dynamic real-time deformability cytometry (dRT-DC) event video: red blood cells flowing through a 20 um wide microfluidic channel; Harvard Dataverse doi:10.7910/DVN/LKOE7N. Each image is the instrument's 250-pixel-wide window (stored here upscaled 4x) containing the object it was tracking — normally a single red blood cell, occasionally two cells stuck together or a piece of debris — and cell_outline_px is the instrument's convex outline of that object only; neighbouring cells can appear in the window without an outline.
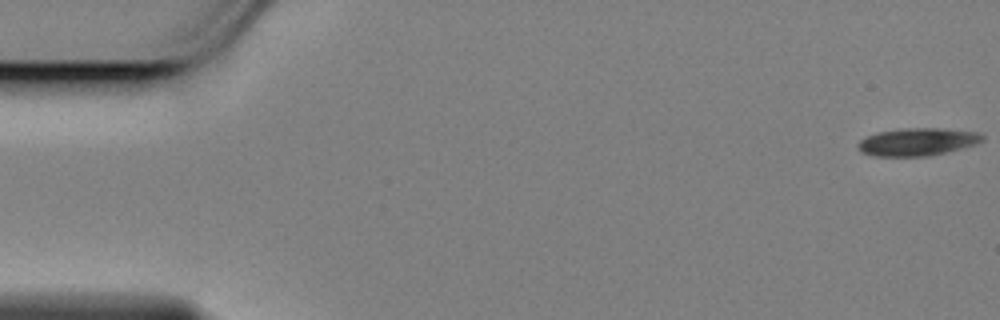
{"species": "Egyptian fruit bat (a non-hibernating species)", "species_latin": "Rousettus aegyptiacus", "temperature_condition": "cold", "stored_images_in_passage": 55, "camera_frame_rate_fps": 3000, "um_per_image_px": 0.085, "animal": {"sex": "female"}, "frame": {"image": 1, "passage_image": 1, "time_ms": 0.0, "image_size_px": [1000, 320], "cell_outline_px": [[984, 140], [976, 144], [928, 156], [876, 156], [860, 152], [856, 148], [856, 144], [860, 140], [868, 136], [880, 132], [908, 128], [940, 128], [976, 132], [984, 136]], "centroid_in_image_um": [77.95, 12.06], "position_along_channel_um": 7.0, "area_um2": 19.83}}
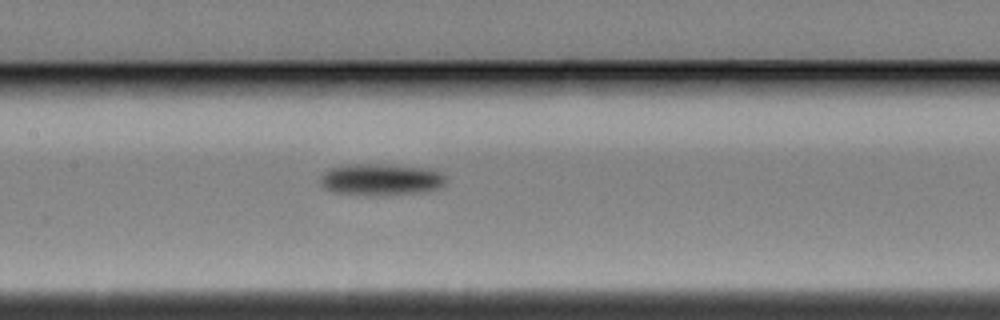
{"frame": {"image": 2, "passage_image": 27, "time_ms": 8.667, "image_size_px": [1000, 320], "cell_outline_px": [[444, 184], [436, 188], [424, 192], [372, 196], [332, 192], [324, 188], [320, 184], [320, 176], [324, 172], [332, 168], [348, 164], [388, 164], [432, 168], [444, 172]], "centroid_in_image_um": [32.38, 15.25], "position_along_channel_um": 175.0, "area_um2": 23.58}}
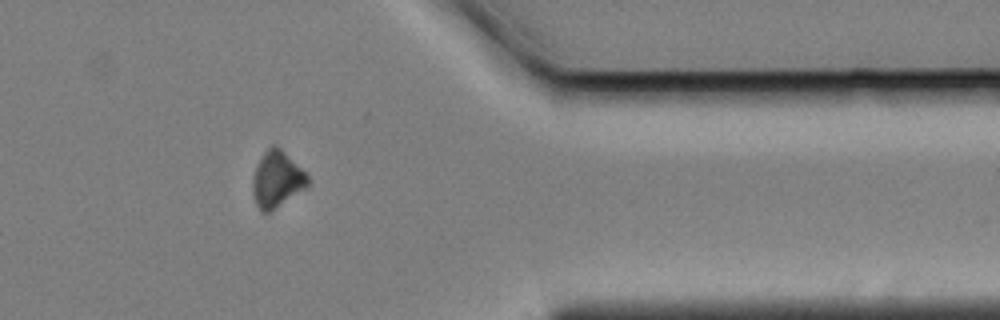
{"frame": {"image": 3, "passage_image": 47, "time_ms": 15.333, "image_size_px": [1000, 320], "cell_outline_px": [[308, 188], [268, 212], [260, 212], [256, 204], [252, 192], [252, 180], [256, 164], [264, 152], [272, 144], [276, 144], [308, 176]], "centroid_in_image_um": [23.51, 15.25], "position_along_channel_um": 387.9, "area_um2": 17.98}}